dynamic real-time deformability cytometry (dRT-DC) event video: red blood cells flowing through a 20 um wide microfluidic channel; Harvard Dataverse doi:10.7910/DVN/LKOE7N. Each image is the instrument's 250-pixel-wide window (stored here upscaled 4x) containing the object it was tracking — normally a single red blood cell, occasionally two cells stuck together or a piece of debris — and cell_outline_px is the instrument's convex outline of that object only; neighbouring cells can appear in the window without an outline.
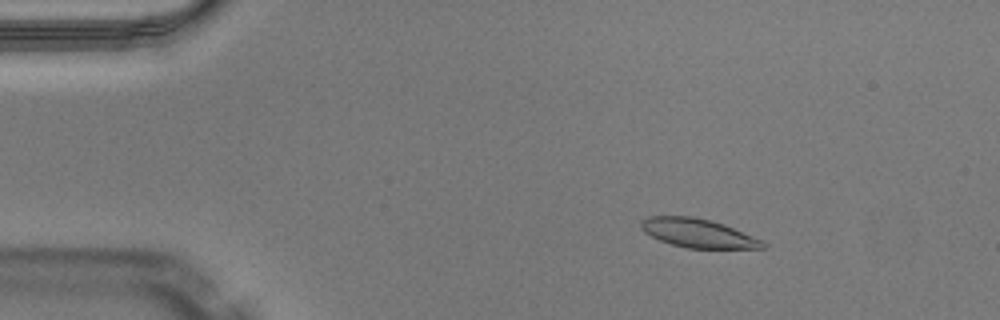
{"species": "Egyptian fruit bat (a non-hibernating species)", "species_latin": "Rousettus aegyptiacus", "temperature_condition": "warm", "stored_images_in_passage": 51, "segment_of_instrument_passage": [1, 2], "camera_frame_rate_fps": 3000, "um_per_image_px": 0.085, "animal": {"sex": "male"}, "frame": {"image": 1, "passage_image": 8, "time_ms": 2.333, "image_size_px": [1000, 320], "cell_outline_px": [[768, 248], [688, 248], [672, 244], [660, 240], [644, 232], [640, 228], [640, 220], [648, 216], [692, 216], [724, 224], [760, 240]], "centroid_in_image_um": [59.26, 19.81], "position_along_channel_um": 25.7, "area_um2": 20.11}}
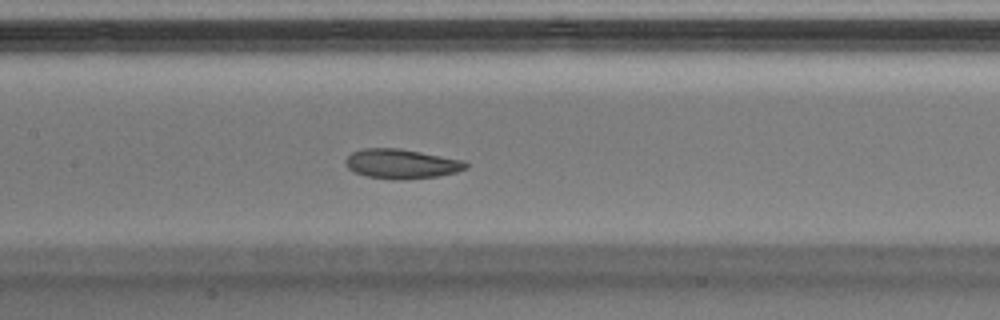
{"frame": {"image": 2, "passage_image": 24, "time_ms": 7.667, "image_size_px": [1000, 320], "cell_outline_px": [[468, 168], [456, 172], [436, 176], [404, 180], [392, 180], [368, 176], [356, 172], [348, 168], [344, 160], [352, 152], [364, 148], [400, 148], [464, 160], [468, 164]], "centroid_in_image_um": [34.14, 13.92], "position_along_channel_um": 173.3, "area_um2": 20.75}}
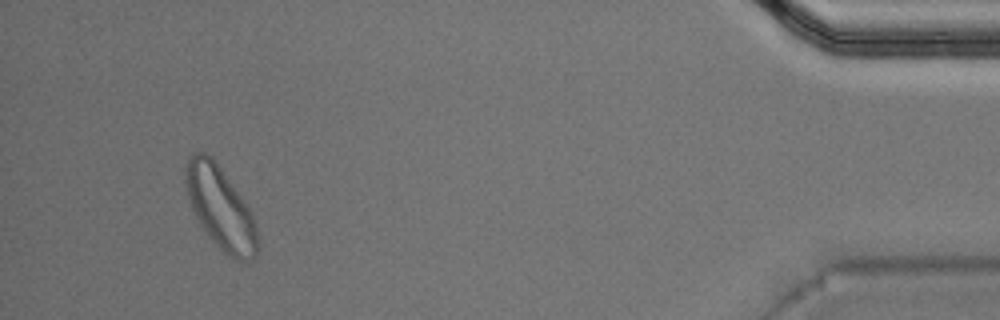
{"frame": {"image": 3, "passage_image": 47, "time_ms": 15.333, "image_size_px": [1000, 320], "cell_outline_px": [[256, 256], [248, 264], [232, 260], [208, 236], [200, 224], [192, 208], [184, 184], [184, 168], [192, 152], [204, 152], [212, 156], [244, 200], [252, 212], [256, 224]], "centroid_in_image_um": [18.73, 17.68], "position_along_channel_um": 416.5, "area_um2": 34.74}}